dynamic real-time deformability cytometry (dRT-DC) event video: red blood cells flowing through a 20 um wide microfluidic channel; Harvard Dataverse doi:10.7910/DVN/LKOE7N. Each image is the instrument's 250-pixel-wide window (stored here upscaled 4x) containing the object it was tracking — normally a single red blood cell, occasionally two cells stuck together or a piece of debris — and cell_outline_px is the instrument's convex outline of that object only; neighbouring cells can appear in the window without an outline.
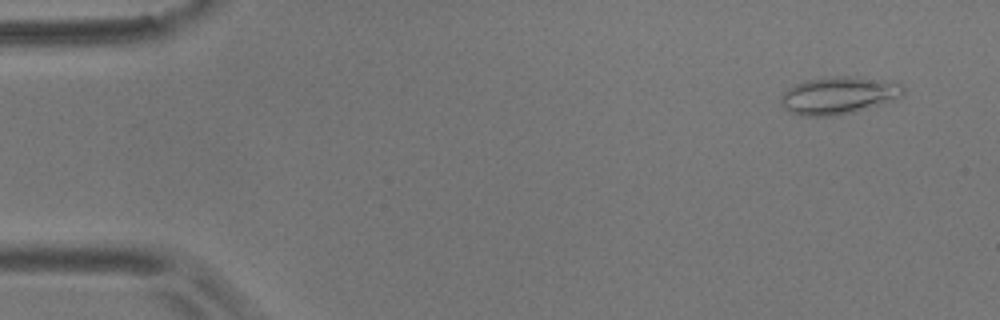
{"species": "common noctule bat (a hibernating species)", "species_latin": "Nyctalus noctula", "temperature_condition": "room temperature", "stored_images_in_passage": 15, "camera_frame_rate_fps": 3000, "um_per_image_px": 0.085, "animal": {"sex": "male", "body_mass_g": 17.9}, "frame": {"image": 1, "passage_image": 2, "time_ms": 1.0, "image_size_px": [1000, 320], "cell_outline_px": [[904, 92], [900, 96], [892, 100], [856, 112], [832, 116], [804, 116], [788, 112], [780, 104], [780, 96], [788, 88], [796, 84], [808, 80], [836, 76], [856, 76], [880, 80], [900, 84], [904, 88]], "centroid_in_image_um": [71.23, 8.12], "position_along_channel_um": 13.8, "area_um2": 26.59}}
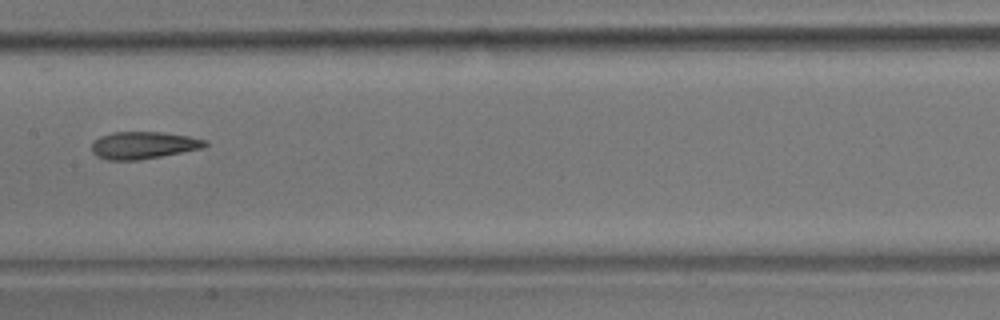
{"frame": {"image": 2, "passage_image": 8, "time_ms": 9.0, "image_size_px": [1000, 320], "cell_outline_px": [[208, 144], [204, 148], [140, 160], [108, 160], [96, 156], [92, 152], [92, 144], [100, 136], [112, 132], [160, 132], [188, 136], [208, 140]], "centroid_in_image_um": [12.2, 12.35], "position_along_channel_um": 195.2, "area_um2": 18.03}}
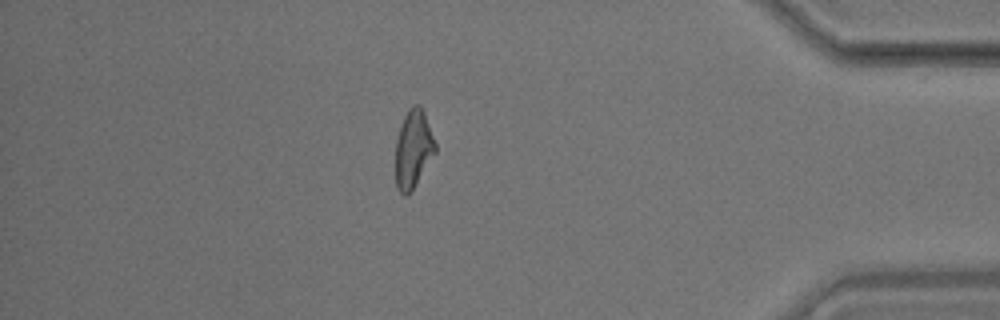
{"frame": {"image": 3, "passage_image": 14, "time_ms": 15.667, "image_size_px": [1000, 320], "cell_outline_px": [[436, 152], [408, 196], [404, 196], [396, 188], [396, 140], [404, 116], [408, 108], [412, 104], [420, 104], [424, 112], [436, 144]], "centroid_in_image_um": [35.12, 12.66], "position_along_channel_um": 400.1, "area_um2": 18.03}, "authors_computed_cell_mechanics": {"area_um2": 18.6116, "velocity_mm_per_s": 3.6299, "shape_relaxation_time_tau1_ms": 5.2296, "shape_relaxation_time_tau2_ms": 3.7916, "deformation_change_tau1": 0.1648, "deformation_change_tau2": 0.1426}}